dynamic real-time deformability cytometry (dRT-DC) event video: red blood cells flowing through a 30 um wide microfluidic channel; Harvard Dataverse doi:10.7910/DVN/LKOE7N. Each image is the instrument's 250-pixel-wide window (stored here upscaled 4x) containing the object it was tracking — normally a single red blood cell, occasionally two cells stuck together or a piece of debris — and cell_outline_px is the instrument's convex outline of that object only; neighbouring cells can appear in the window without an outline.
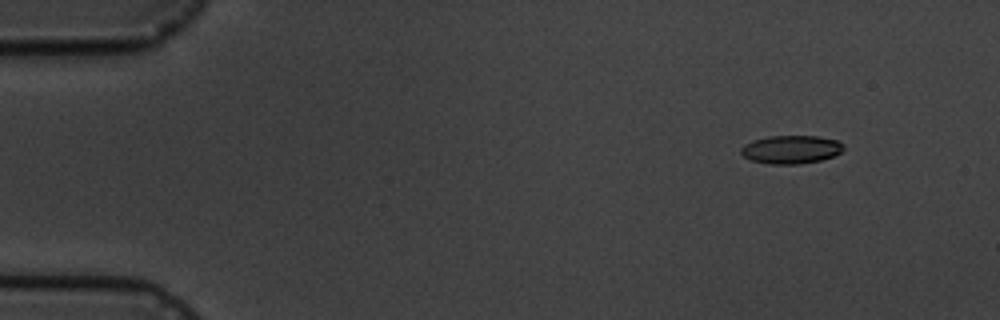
{"species": "common noctule bat (a hibernating species)", "species_latin": "Nyctalus noctula", "temperature_condition": "cold", "stored_images_in_passage": 6, "camera_frame_rate_fps": 3000, "um_per_image_px": 0.085, "animal": {"sex": "male", "body_mass_g": 19.5, "forearm_length_mm": 54.6}, "frame": {"image": 1, "passage_image": 2, "time_ms": 1.333, "image_size_px": [1000, 320], "cell_outline_px": [[844, 148], [840, 152], [832, 156], [820, 160], [800, 164], [768, 164], [752, 160], [744, 156], [740, 152], [740, 148], [744, 144], [752, 140], [768, 136], [820, 136], [836, 140], [844, 144]], "centroid_in_image_um": [67.22, 12.7], "position_along_channel_um": 17.8, "area_um2": 16.94}}
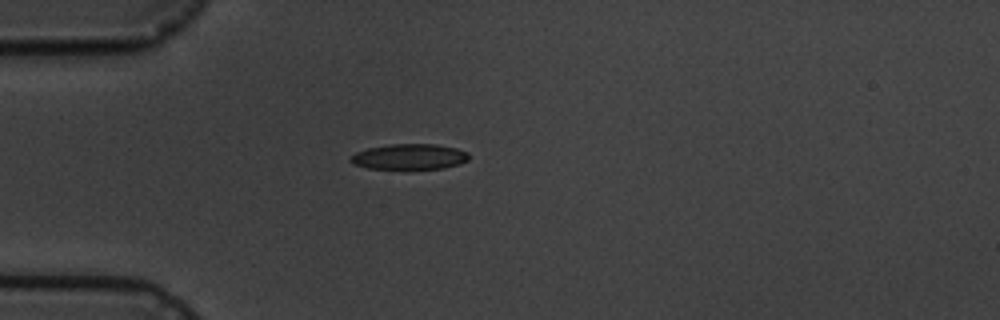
{"frame": {"image": 2, "passage_image": 5, "time_ms": 4.667, "image_size_px": [1000, 320], "cell_outline_px": [[468, 160], [460, 164], [444, 168], [368, 168], [352, 164], [348, 160], [356, 152], [368, 148], [388, 144], [436, 144], [456, 148], [468, 152]], "centroid_in_image_um": [34.8, 13.31], "position_along_channel_um": 50.2, "area_um2": 17.51}}